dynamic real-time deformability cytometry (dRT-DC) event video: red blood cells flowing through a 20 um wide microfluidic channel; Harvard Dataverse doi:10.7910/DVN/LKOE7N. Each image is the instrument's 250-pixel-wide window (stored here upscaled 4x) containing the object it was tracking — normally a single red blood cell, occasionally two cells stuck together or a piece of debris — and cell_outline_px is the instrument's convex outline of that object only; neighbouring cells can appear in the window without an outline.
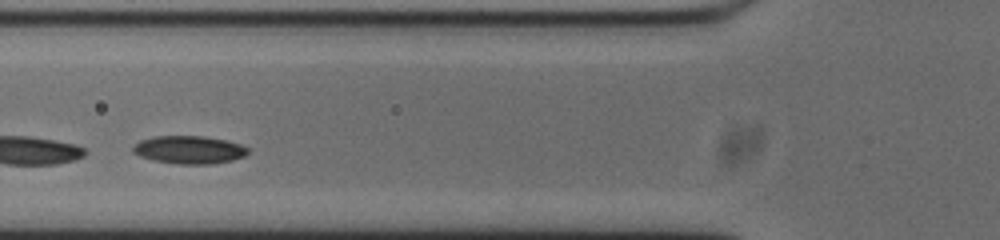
{"species": "common noctule bat (a hibernating species)", "species_latin": "Nyctalus noctula", "temperature_condition": "cold", "stored_images_in_passage": 31, "camera_frame_rate_fps": 3000, "um_per_image_px": 0.085, "animal": {"sex": "male", "body_mass_g": 20.0, "forearm_length_mm": 53.3}, "frame": {"image": 1, "passage_image": 10, "time_ms": 3.0, "image_size_px": [1000, 240], "cell_outline_px": [[248, 152], [244, 156], [232, 160], [212, 164], [176, 164], [152, 160], [140, 156], [132, 152], [132, 148], [140, 140], [152, 136], [204, 136], [224, 140], [240, 144], [248, 148]], "centroid_in_image_um": [16.05, 12.73], "position_along_channel_um": 109.8, "area_um2": 18.73}, "authors_computed_cell_mechanics": {"area_um2": 18.207, "velocity_mm_per_s": 3.6792, "shape_relaxation_time_tau1_ms": null, "shape_relaxation_time_tau2_ms": 4.2706, "deformation_change_tau1": null, "deformation_change_tau2": 0.0727}}